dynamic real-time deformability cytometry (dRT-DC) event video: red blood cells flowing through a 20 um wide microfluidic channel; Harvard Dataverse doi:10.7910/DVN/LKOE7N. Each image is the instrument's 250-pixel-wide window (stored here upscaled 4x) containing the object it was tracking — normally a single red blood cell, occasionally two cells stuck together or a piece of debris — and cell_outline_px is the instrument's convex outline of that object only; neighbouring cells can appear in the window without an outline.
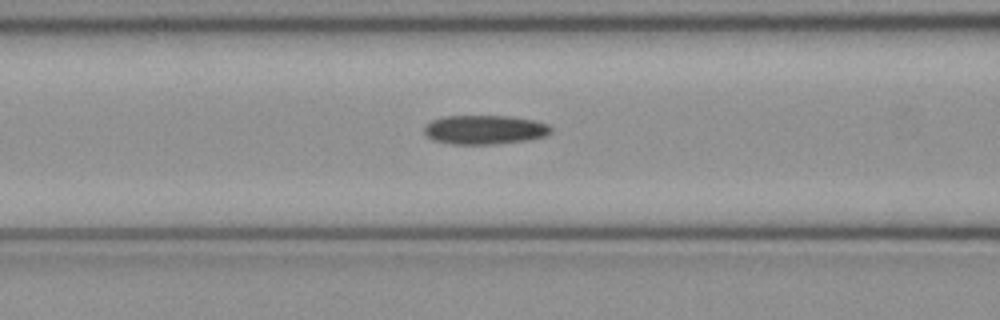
{"species": "common noctule bat (a hibernating species)", "species_latin": "Nyctalus noctula", "temperature_condition": "cold", "stored_images_in_passage": 46, "camera_frame_rate_fps": 3000, "um_per_image_px": 0.085, "animal": {"sex": "female", "body_mass_g": 21.9}, "frame": {"image": 1, "passage_image": 21, "time_ms": 6.667, "image_size_px": [1000, 320], "cell_outline_px": [[552, 132], [544, 136], [528, 140], [496, 144], [452, 144], [432, 140], [424, 132], [424, 124], [432, 120], [444, 116], [508, 116], [536, 120], [548, 124], [552, 128]], "centroid_in_image_um": [41.2, 11.02], "position_along_channel_um": 125.4, "area_um2": 21.68}}
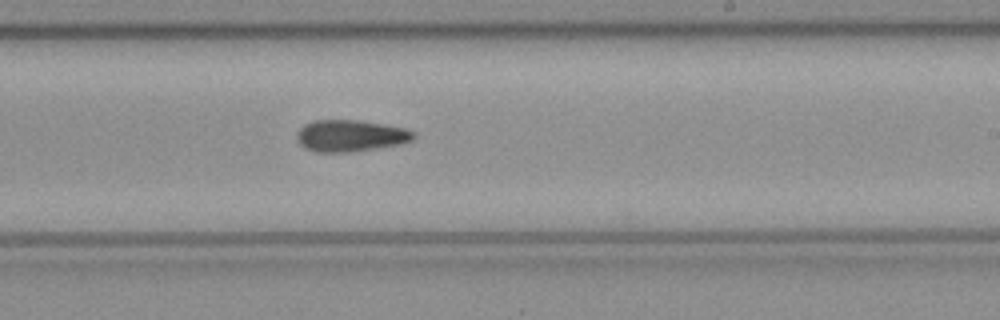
{"frame": {"image": 2, "passage_image": 31, "time_ms": 10.0, "image_size_px": [1000, 320], "cell_outline_px": [[416, 136], [412, 140], [400, 144], [348, 152], [316, 152], [300, 144], [296, 140], [296, 132], [304, 124], [312, 120], [356, 120], [404, 128], [416, 132]], "centroid_in_image_um": [29.76, 11.53], "position_along_channel_um": 259.2, "area_um2": 21.39}}
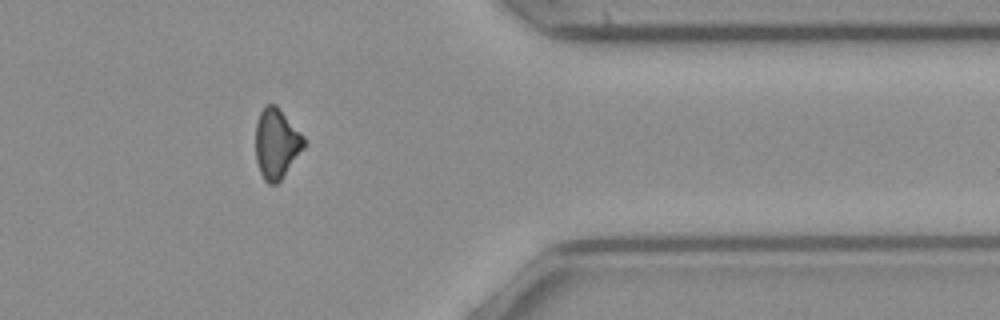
{"frame": {"image": 3, "passage_image": 42, "time_ms": 13.667, "image_size_px": [1000, 320], "cell_outline_px": [[304, 148], [280, 180], [276, 184], [268, 184], [264, 180], [260, 172], [256, 160], [256, 124], [260, 112], [264, 104], [276, 104], [304, 136]], "centroid_in_image_um": [23.49, 12.18], "position_along_channel_um": 387.9, "area_um2": 19.65}, "authors_computed_cell_mechanics": {"area_um2": 20.8947, "velocity_mm_per_s": 4.0097, "shape_relaxation_time_tau1_ms": 8.612, "shape_relaxation_time_tau2_ms": null, "deformation_change_tau1": 0.1554, "deformation_change_tau2": null}}